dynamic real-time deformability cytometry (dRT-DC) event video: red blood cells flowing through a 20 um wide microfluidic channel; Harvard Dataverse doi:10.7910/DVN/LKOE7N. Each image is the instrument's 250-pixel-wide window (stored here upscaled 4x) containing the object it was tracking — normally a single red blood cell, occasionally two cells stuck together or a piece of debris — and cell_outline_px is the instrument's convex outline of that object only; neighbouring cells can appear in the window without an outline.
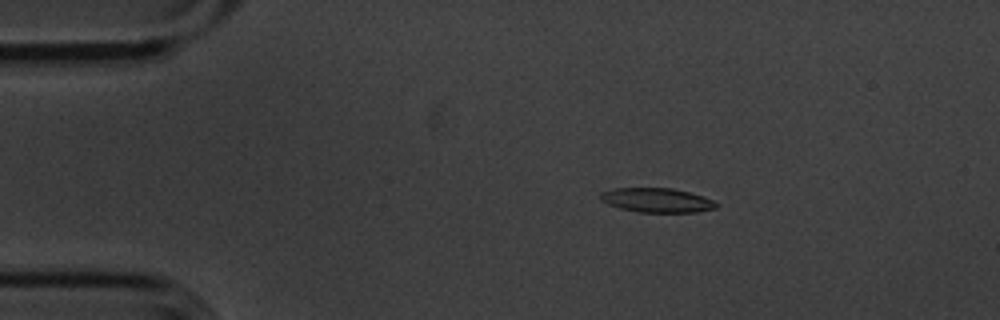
{"species": "common noctule bat (a hibernating species)", "species_latin": "Nyctalus noctula", "temperature_condition": "cold", "stored_images_in_passage": 56, "camera_frame_rate_fps": 3000, "um_per_image_px": 0.085, "animal": {"sex": "male", "body_mass_g": 20.1, "forearm_length_mm": 53.5}, "frame": {"image": 1, "passage_image": 10, "time_ms": 3.0, "image_size_px": [1000, 320], "cell_outline_px": [[720, 204], [716, 208], [696, 212], [640, 212], [620, 208], [608, 204], [600, 200], [600, 192], [612, 188], [672, 188], [704, 196]], "centroid_in_image_um": [55.83, 17.01], "position_along_channel_um": 29.2, "area_um2": 16.47}}
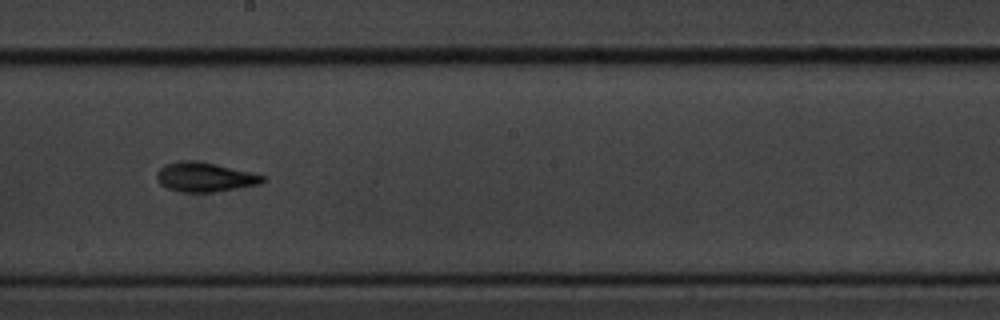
{"frame": {"image": 2, "passage_image": 31, "time_ms": 10.0, "image_size_px": [1000, 320], "cell_outline_px": [[264, 180], [260, 184], [212, 192], [184, 192], [168, 188], [160, 184], [156, 180], [156, 172], [164, 164], [180, 160], [196, 160], [216, 164], [264, 176]], "centroid_in_image_um": [17.33, 15.04], "position_along_channel_um": 230.9, "area_um2": 17.98}}
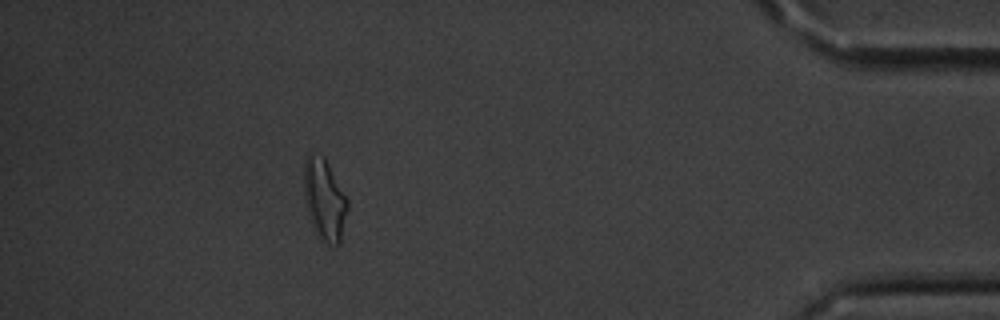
{"frame": {"image": 3, "passage_image": 50, "time_ms": 16.333, "image_size_px": [1000, 320], "cell_outline_px": [[348, 208], [340, 244], [324, 244], [316, 236], [312, 228], [308, 216], [304, 196], [304, 160], [308, 152], [312, 152], [324, 156], [348, 200]], "centroid_in_image_um": [27.55, 16.98], "position_along_channel_um": 407.6, "area_um2": 21.1}, "authors_computed_cell_mechanics": {"area_um2": 17.1088, "velocity_mm_per_s": 3.616, "shape_relaxation_time_tau1_ms": 5.534, "shape_relaxation_time_tau2_ms": 8.3444, "deformation_change_tau1": 0.2261, "deformation_change_tau2": 0.1847}}